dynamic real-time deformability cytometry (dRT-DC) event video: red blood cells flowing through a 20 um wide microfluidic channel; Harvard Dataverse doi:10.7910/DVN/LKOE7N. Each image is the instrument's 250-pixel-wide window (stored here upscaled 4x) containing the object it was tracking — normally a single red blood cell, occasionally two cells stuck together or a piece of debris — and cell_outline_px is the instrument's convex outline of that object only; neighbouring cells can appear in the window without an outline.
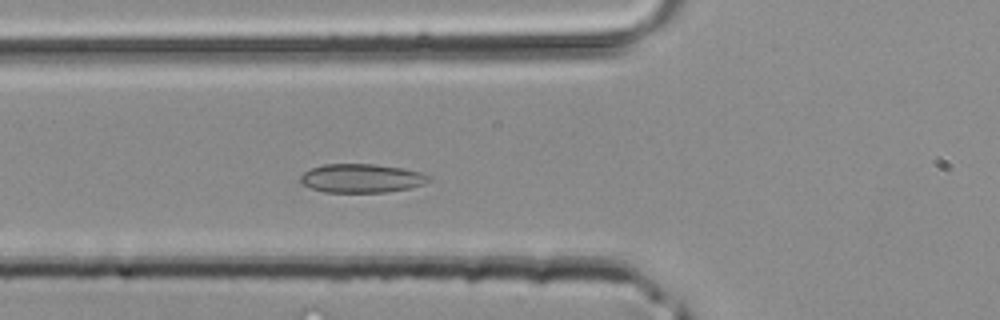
{"species": "common noctule bat (a hibernating species)", "species_latin": "Nyctalus noctula", "temperature_condition": "room temperature", "stored_images_in_passage": 39, "camera_frame_rate_fps": 3000, "um_per_image_px": 0.085, "animal": {"sex": "male", "body_mass_g": 20.4}, "frame": {"image": 1, "passage_image": 12, "time_ms": 3.667, "image_size_px": [1000, 320], "cell_outline_px": [[428, 180], [424, 184], [408, 188], [388, 192], [324, 192], [312, 188], [304, 184], [300, 180], [300, 176], [304, 172], [312, 168], [324, 164], [376, 164], [404, 168], [420, 172], [428, 176]], "centroid_in_image_um": [30.72, 15.15], "position_along_channel_um": 95.1, "area_um2": 21.33}}
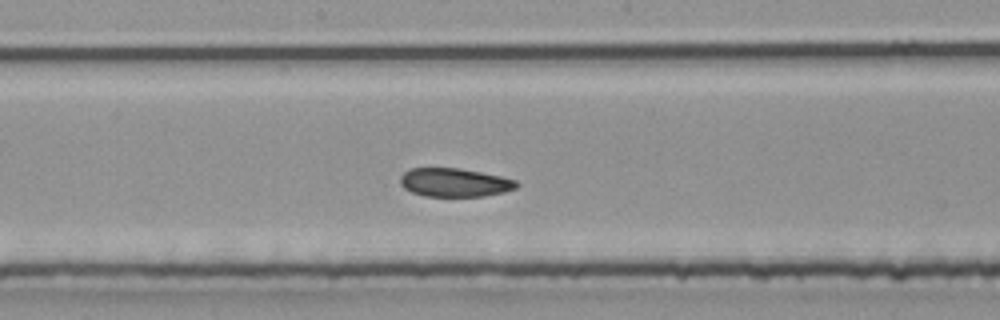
{"frame": {"image": 2, "passage_image": 19, "time_ms": 6.0, "image_size_px": [1000, 320], "cell_outline_px": [[520, 184], [516, 188], [504, 192], [484, 196], [424, 196], [412, 192], [404, 188], [400, 184], [400, 176], [404, 172], [412, 168], [460, 168], [500, 176], [516, 180]], "centroid_in_image_um": [38.64, 15.51], "position_along_channel_um": 209.6, "area_um2": 19.36}}
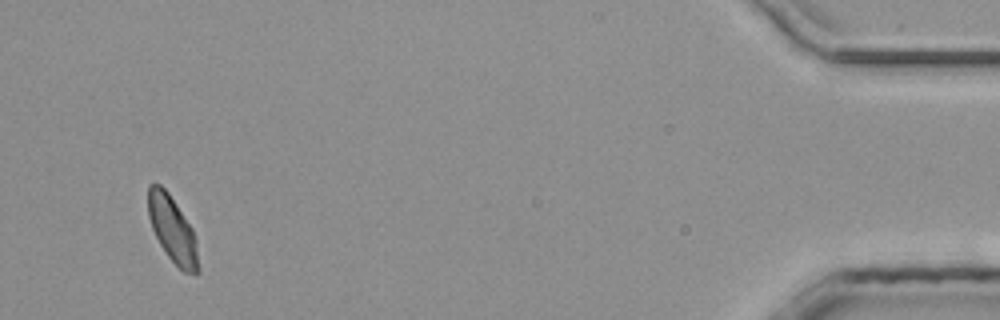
{"frame": {"image": 3, "passage_image": 37, "time_ms": 12.0, "image_size_px": [1000, 320], "cell_outline_px": [[200, 272], [196, 276], [184, 272], [168, 256], [160, 244], [152, 228], [148, 216], [148, 184], [160, 184], [168, 192], [192, 228], [196, 240], [200, 268]], "centroid_in_image_um": [14.68, 19.54], "position_along_channel_um": 420.5, "area_um2": 19.36}}